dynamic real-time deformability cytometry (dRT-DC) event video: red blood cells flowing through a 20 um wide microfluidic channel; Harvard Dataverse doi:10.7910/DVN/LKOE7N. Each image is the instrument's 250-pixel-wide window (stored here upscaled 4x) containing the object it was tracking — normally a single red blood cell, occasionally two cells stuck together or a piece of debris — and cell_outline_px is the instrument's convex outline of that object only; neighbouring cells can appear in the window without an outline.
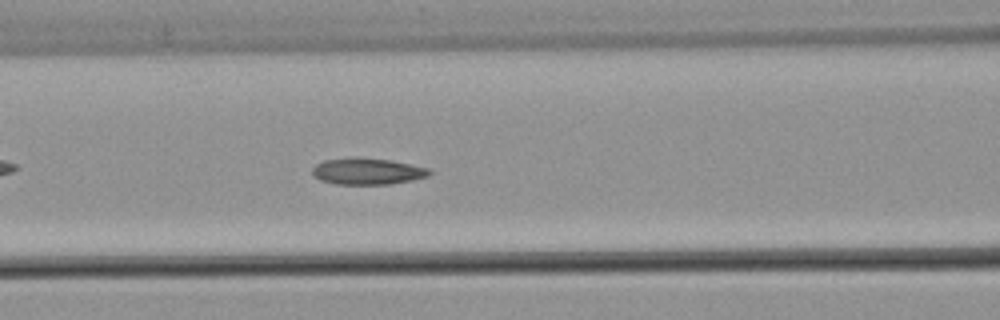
{"species": "common noctule bat (a hibernating species)", "species_latin": "Nyctalus noctula", "temperature_condition": "warm", "stored_images_in_passage": 53, "camera_frame_rate_fps": 3000, "um_per_image_px": 0.085, "animal": {"sex": "male", "body_mass_g": 21.5, "forearm_length_mm": 52.0}, "frame": {"image": 1, "passage_image": 23, "time_ms": 7.333, "image_size_px": [1000, 320], "cell_outline_px": [[432, 172], [428, 176], [412, 180], [392, 184], [336, 184], [320, 180], [312, 176], [312, 168], [316, 164], [324, 160], [352, 156], [356, 156], [388, 160], [428, 168]], "centroid_in_image_um": [31.17, 14.55], "position_along_channel_um": 135.4, "area_um2": 18.21}, "authors_computed_cell_mechanics": {"area_um2": 18.0914, "velocity_mm_per_s": 3.8479, "shape_relaxation_time_tau1_ms": null, "shape_relaxation_time_tau2_ms": 3.4463, "deformation_change_tau1": null, "deformation_change_tau2": 0.0886}}